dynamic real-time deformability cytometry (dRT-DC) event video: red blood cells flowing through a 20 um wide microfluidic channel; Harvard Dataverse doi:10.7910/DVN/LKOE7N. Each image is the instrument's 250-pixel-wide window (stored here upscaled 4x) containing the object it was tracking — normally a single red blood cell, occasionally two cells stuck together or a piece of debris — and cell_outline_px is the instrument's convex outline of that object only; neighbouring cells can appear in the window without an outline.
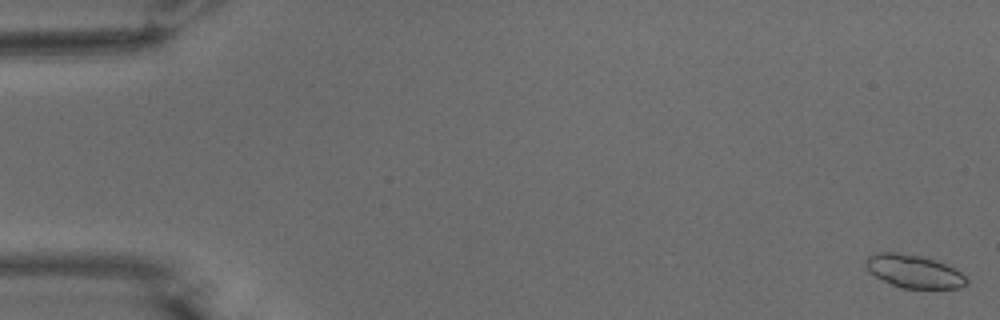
{"species": "common noctule bat (a hibernating species)", "species_latin": "Nyctalus noctula", "temperature_condition": "warm", "stored_images_in_passage": 55, "camera_frame_rate_fps": 3000, "um_per_image_px": 0.085, "animal": {"sex": "male", "body_mass_g": 15.6}, "frame": {"image": 1, "passage_image": 1, "time_ms": 0.0, "image_size_px": [1000, 320], "cell_outline_px": [[968, 280], [960, 288], [904, 288], [892, 284], [868, 272], [864, 264], [864, 260], [868, 256], [880, 252], [892, 252], [916, 256], [932, 260], [944, 264], [960, 272]], "centroid_in_image_um": [77.62, 23.07], "position_along_channel_um": 7.4, "area_um2": 18.84}}
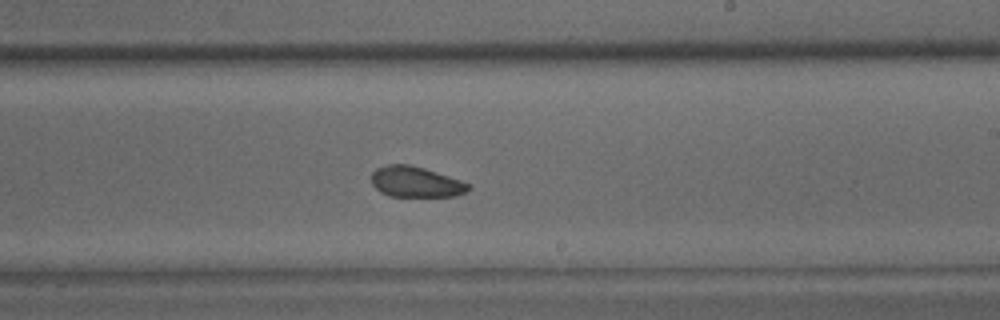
{"frame": {"image": 2, "passage_image": 33, "time_ms": 10.667, "image_size_px": [1000, 320], "cell_outline_px": [[472, 188], [468, 192], [456, 196], [388, 196], [380, 192], [372, 184], [372, 172], [376, 168], [388, 164], [408, 164], [424, 168], [460, 180], [468, 184]], "centroid_in_image_um": [35.34, 15.47], "position_along_channel_um": 253.7, "area_um2": 17.34}}
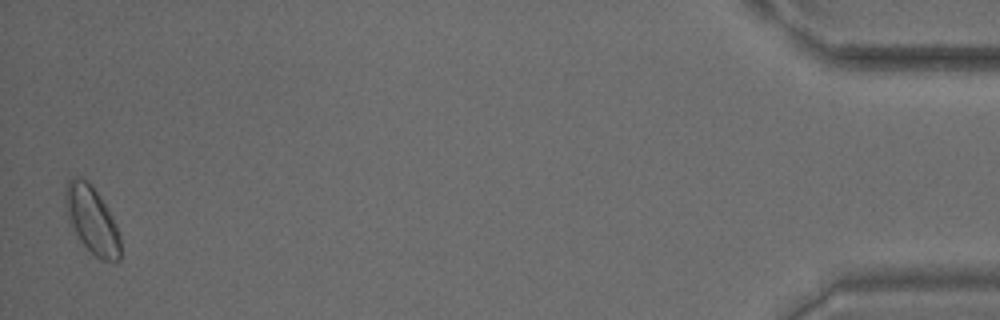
{"frame": {"image": 3, "passage_image": 54, "time_ms": 17.667, "image_size_px": [1000, 320], "cell_outline_px": [[120, 260], [116, 264], [100, 260], [80, 240], [68, 216], [64, 200], [64, 192], [68, 180], [76, 176], [80, 176], [96, 192], [112, 216], [120, 236]], "centroid_in_image_um": [7.83, 18.74], "position_along_channel_um": 427.4, "area_um2": 21.1}, "authors_computed_cell_mechanics": {"area_um2": 18.8428, "velocity_mm_per_s": 3.7368, "shape_relaxation_time_tau1_ms": 3.5683, "shape_relaxation_time_tau2_ms": 6.0739, "deformation_change_tau1": 0.0773, "deformation_change_tau2": 0.1072}}